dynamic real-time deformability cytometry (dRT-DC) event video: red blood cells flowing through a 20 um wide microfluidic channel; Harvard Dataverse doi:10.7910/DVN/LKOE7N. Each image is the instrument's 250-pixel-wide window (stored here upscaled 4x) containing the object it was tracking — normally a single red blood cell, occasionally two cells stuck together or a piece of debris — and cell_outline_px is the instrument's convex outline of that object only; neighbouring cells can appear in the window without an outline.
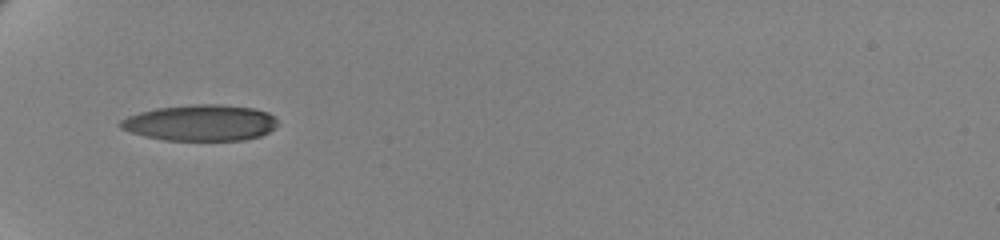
{"species": "human", "species_latin": "Homo sapiens", "temperature_condition": "cold", "stored_images_in_passage": 38, "camera_frame_rate_fps": 3000, "um_per_image_px": 0.085, "donor": {"sex": "female"}, "frame": {"image": 1, "passage_image": 1, "time_ms": 0.0, "image_size_px": [1000, 240], "cell_outline_px": [[276, 124], [268, 132], [260, 136], [244, 140], [164, 140], [144, 136], [120, 128], [120, 120], [128, 116], [140, 112], [156, 108], [196, 104], [220, 104], [256, 108], [268, 112], [276, 116]], "centroid_in_image_um": [17.05, 10.43], "position_along_channel_um": 67.9, "area_um2": 33.06}}
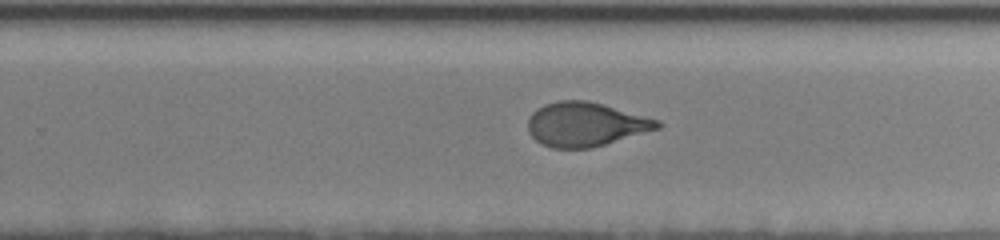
{"frame": {"image": 2, "passage_image": 20, "time_ms": 6.333, "image_size_px": [1000, 240], "cell_outline_px": [[664, 124], [660, 128], [604, 144], [588, 148], [552, 148], [540, 144], [528, 132], [528, 120], [532, 112], [536, 108], [544, 104], [560, 100], [588, 100], [604, 104], [660, 120]], "centroid_in_image_um": [49.76, 10.55], "position_along_channel_um": 280.0, "area_um2": 33.35}}
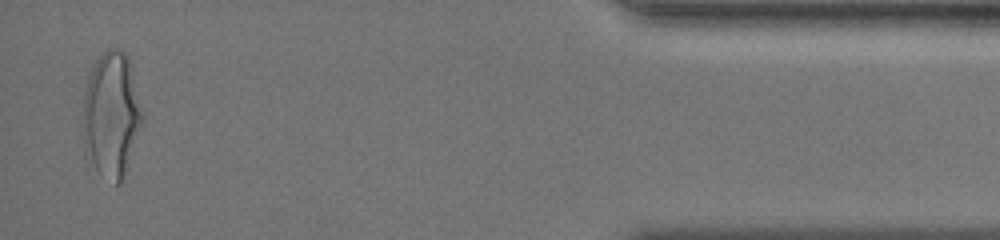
{"frame": {"image": 3, "passage_image": 37, "time_ms": 12.0, "image_size_px": [1000, 240], "cell_outline_px": [[144, 124], [124, 180], [120, 184], [116, 184], [100, 176], [84, 152], [84, 92], [88, 76], [96, 60], [108, 48], [112, 48], [124, 52], [128, 56], [144, 116]], "centroid_in_image_um": [9.51, 9.83], "position_along_channel_um": 425.7, "area_um2": 44.04}, "authors_computed_cell_mechanics": {"area_um2": 33.9864, "velocity_mm_per_s": 3.4931, "shape_relaxation_time_tau1_ms": 4.5364, "shape_relaxation_time_tau2_ms": 0.9802, "deformation_change_tau1": 0.1844, "deformation_change_tau2": 0.0703}}